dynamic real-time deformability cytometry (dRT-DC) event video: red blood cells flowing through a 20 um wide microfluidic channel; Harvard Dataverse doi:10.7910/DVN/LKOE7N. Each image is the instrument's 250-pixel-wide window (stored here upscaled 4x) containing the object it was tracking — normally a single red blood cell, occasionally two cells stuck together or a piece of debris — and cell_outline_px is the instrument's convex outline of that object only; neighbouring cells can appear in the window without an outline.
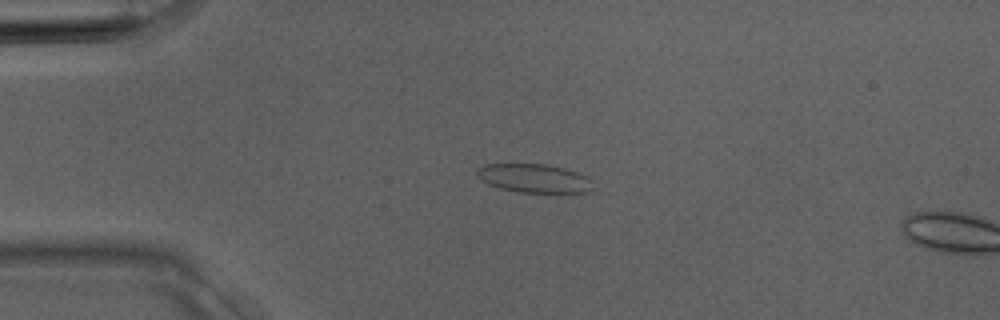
{"species": "Egyptian fruit bat (a non-hibernating species)", "species_latin": "Rousettus aegyptiacus", "temperature_condition": "room temperature", "stored_images_in_passage": 2, "camera_frame_rate_fps": 3000, "um_per_image_px": 0.085, "animal": {"sex": "male"}, "frame": {"image": 1, "passage_image": 1, "time_ms": 0.0, "image_size_px": [1000, 320], "cell_outline_px": [[592, 180], [588, 192], [516, 192], [500, 188], [488, 184], [476, 176], [476, 168], [484, 164], [548, 164], [564, 168], [588, 176]], "centroid_in_image_um": [45.34, 15.14], "position_along_channel_um": 39.7, "area_um2": 19.36}}